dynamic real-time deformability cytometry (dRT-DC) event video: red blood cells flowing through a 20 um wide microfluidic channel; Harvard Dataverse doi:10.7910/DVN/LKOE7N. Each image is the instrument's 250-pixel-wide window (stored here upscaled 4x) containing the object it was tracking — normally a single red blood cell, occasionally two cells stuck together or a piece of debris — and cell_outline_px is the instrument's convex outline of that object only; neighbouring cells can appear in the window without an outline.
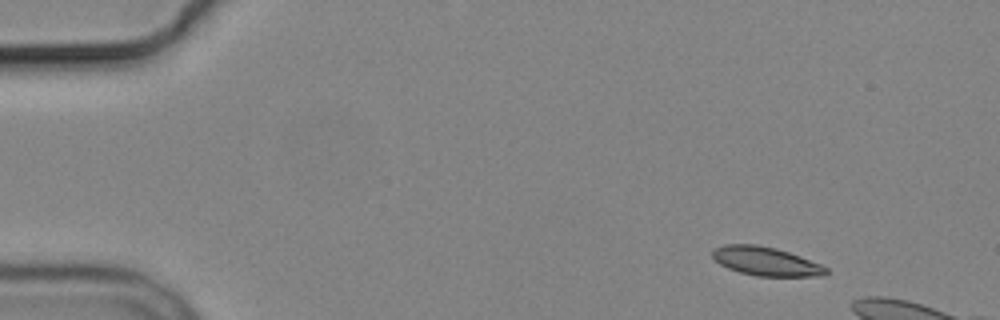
{"species": "common noctule bat (a hibernating species)", "species_latin": "Nyctalus noctula", "temperature_condition": "cold", "stored_images_in_passage": 5, "camera_frame_rate_fps": 3000, "um_per_image_px": 0.085, "animal": {"sex": "male", "body_mass_g": 19.2, "forearm_length_mm": 51.8}, "frame": {"image": 1, "passage_image": 1, "time_ms": 0.0, "image_size_px": [1000, 320], "cell_outline_px": [[828, 272], [824, 276], [756, 276], [740, 272], [728, 268], [720, 264], [712, 256], [712, 252], [716, 248], [724, 244], [756, 244], [776, 248], [800, 256], [820, 264], [828, 268]], "centroid_in_image_um": [65.11, 22.21], "position_along_channel_um": 19.9, "area_um2": 18.96}}